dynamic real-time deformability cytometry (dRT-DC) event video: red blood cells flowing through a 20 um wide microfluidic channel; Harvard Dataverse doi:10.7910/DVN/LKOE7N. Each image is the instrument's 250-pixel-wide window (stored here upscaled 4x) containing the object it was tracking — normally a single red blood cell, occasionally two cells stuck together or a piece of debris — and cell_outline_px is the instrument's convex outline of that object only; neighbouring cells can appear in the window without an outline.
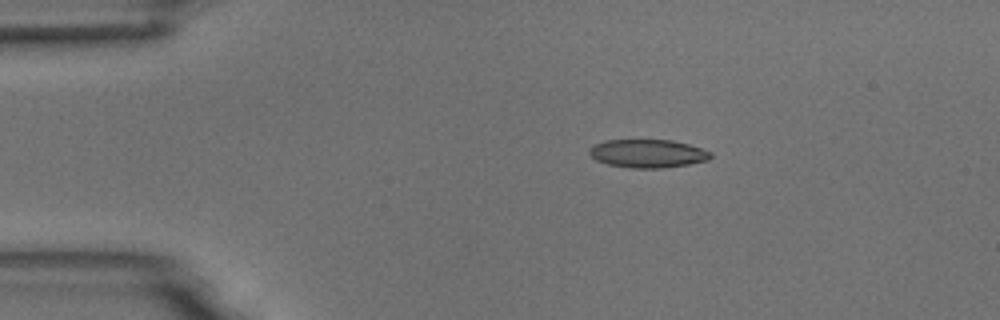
{"species": "common noctule bat (a hibernating species)", "species_latin": "Nyctalus noctula", "temperature_condition": "room temperature", "stored_images_in_passage": 3, "camera_frame_rate_fps": 3000, "um_per_image_px": 0.085, "animal": {"sex": "male", "body_mass_g": 18.8}, "frame": {"image": 1, "passage_image": 3, "time_ms": 2.333, "image_size_px": [1000, 320], "cell_outline_px": [[712, 156], [708, 160], [688, 164], [664, 168], [632, 168], [608, 164], [596, 160], [588, 152], [596, 144], [604, 140], [672, 140], [688, 144], [712, 152]], "centroid_in_image_um": [55.08, 13.05], "position_along_channel_um": 29.9, "area_um2": 19.83}}